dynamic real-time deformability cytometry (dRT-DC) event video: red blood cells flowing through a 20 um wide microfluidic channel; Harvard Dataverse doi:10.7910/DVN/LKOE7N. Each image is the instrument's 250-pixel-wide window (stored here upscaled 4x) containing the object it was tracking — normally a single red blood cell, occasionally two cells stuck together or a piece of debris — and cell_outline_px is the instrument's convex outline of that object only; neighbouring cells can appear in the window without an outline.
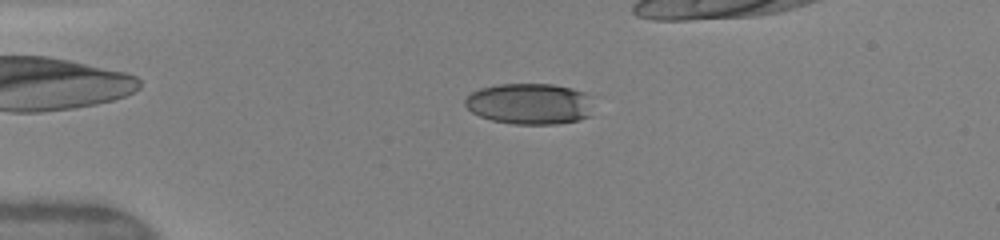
{"species": "human", "species_latin": "Homo sapiens", "temperature_condition": "warm", "stored_images_in_passage": 53, "camera_frame_rate_fps": 3000, "um_per_image_px": 0.085, "donor": {"sex": "female"}, "frame": {"image": 1, "passage_image": 12, "time_ms": 3.0, "image_size_px": [1000, 240], "cell_outline_px": [[592, 116], [580, 120], [556, 124], [512, 124], [492, 120], [480, 116], [472, 112], [464, 104], [464, 100], [472, 92], [480, 88], [496, 84], [552, 84], [572, 88], [584, 92], [592, 96]], "centroid_in_image_um": [45.07, 8.82], "position_along_channel_um": 39.9, "area_um2": 31.15}}
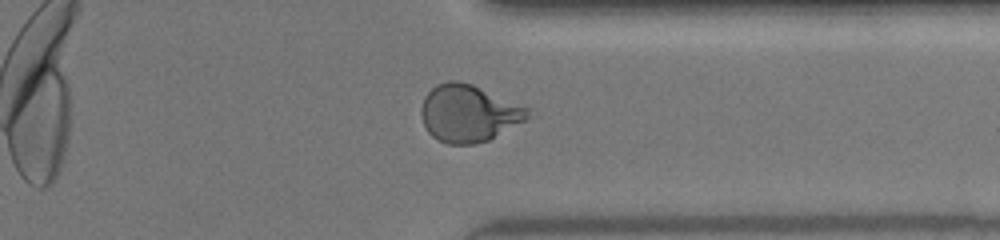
{"frame": {"image": 2, "passage_image": 46, "time_ms": 12.0, "image_size_px": [1000, 240], "cell_outline_px": [[540, 116], [488, 140], [472, 144], [448, 144], [432, 136], [428, 132], [424, 124], [420, 112], [424, 96], [436, 84], [448, 80], [460, 80], [472, 84], [528, 108]], "centroid_in_image_um": [39.92, 9.63], "position_along_channel_um": 371.5, "area_um2": 36.13}}